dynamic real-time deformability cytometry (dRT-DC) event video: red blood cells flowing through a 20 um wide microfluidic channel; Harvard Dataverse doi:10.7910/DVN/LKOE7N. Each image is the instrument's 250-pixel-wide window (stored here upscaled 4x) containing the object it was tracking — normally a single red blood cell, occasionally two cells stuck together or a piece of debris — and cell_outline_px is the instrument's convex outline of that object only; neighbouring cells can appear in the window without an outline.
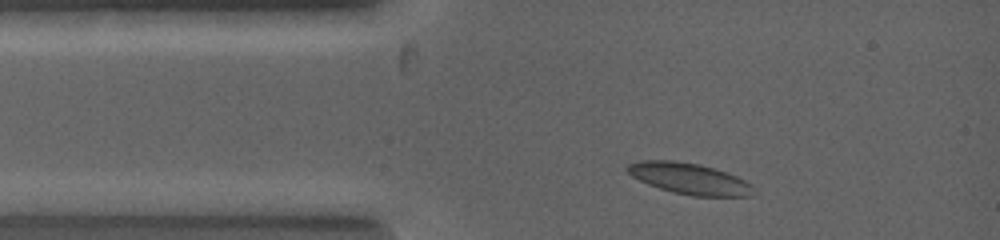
{"species": "common noctule bat (a hibernating species)", "species_latin": "Nyctalus noctula", "temperature_condition": "warm", "stored_images_in_passage": 7, "camera_frame_rate_fps": 5000, "um_per_image_px": 0.085, "animal": {"sex": "female", "body_mass_g": 19.0, "forearm_length_mm": 53.3}, "frame": {"image": 1, "passage_image": 2, "time_ms": 0.4, "image_size_px": [1000, 240], "cell_outline_px": [[756, 188], [752, 196], [692, 196], [672, 192], [648, 184], [632, 176], [624, 168], [628, 164], [640, 160], [672, 160], [700, 164], [736, 176], [752, 184]], "centroid_in_image_um": [58.59, 15.18], "position_along_channel_um": 26.4, "area_um2": 22.89}}
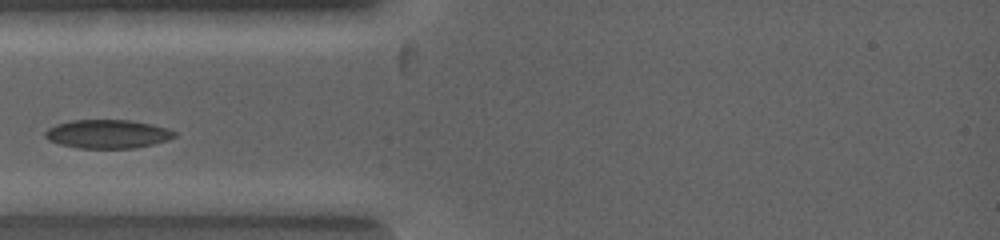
{"frame": {"image": 2, "passage_image": 5, "time_ms": 1.6, "image_size_px": [1000, 240], "cell_outline_px": [[176, 136], [168, 140], [136, 148], [80, 148], [60, 144], [48, 140], [44, 136], [44, 132], [48, 128], [56, 124], [72, 120], [128, 120], [152, 124], [168, 128], [176, 132]], "centroid_in_image_um": [9.14, 11.39], "position_along_channel_um": 75.9, "area_um2": 21.62}}